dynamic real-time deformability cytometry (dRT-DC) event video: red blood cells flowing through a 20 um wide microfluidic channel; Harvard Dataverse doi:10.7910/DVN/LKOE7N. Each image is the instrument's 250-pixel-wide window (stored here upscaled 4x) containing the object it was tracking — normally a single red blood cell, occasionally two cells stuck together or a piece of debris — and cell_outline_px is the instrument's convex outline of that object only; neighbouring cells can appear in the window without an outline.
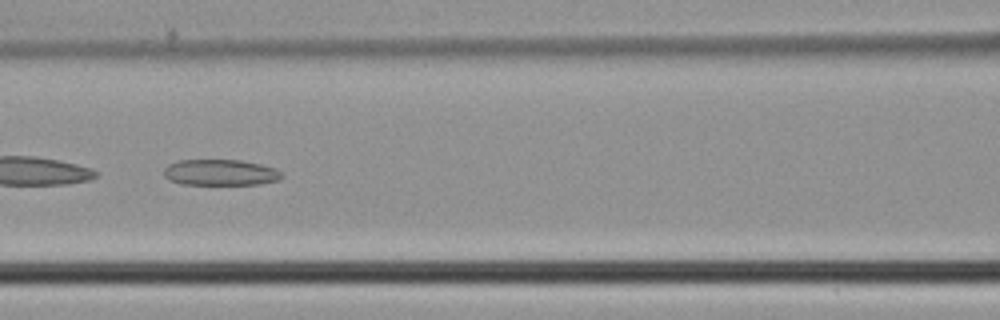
{"species": "common noctule bat (a hibernating species)", "species_latin": "Nyctalus noctula", "temperature_condition": "cold", "stored_images_in_passage": 45, "camera_frame_rate_fps": 3000, "um_per_image_px": 0.085, "animal": {"sex": "male", "body_mass_g": 21.5, "forearm_length_mm": 52.0}, "frame": {"image": 1, "passage_image": 20, "time_ms": 6.333, "image_size_px": [1000, 320], "cell_outline_px": [[284, 176], [280, 180], [260, 184], [184, 184], [168, 180], [164, 176], [164, 168], [168, 164], [180, 160], [240, 160], [260, 164], [276, 168]], "centroid_in_image_um": [18.74, 14.66], "position_along_channel_um": 147.9, "area_um2": 17.92}}
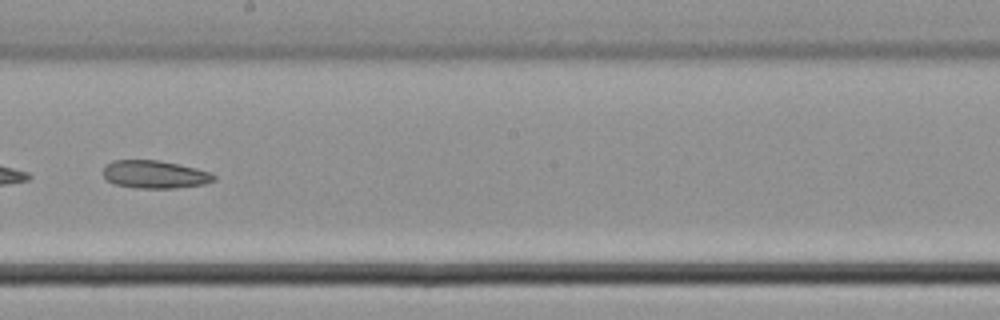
{"frame": {"image": 2, "passage_image": 26, "time_ms": 8.333, "image_size_px": [1000, 320], "cell_outline_px": [[216, 180], [204, 184], [172, 188], [136, 188], [116, 184], [108, 180], [104, 176], [104, 168], [112, 160], [156, 160], [196, 168], [208, 172], [216, 176]], "centroid_in_image_um": [13.16, 14.83], "position_along_channel_um": 235.0, "area_um2": 17.69}}